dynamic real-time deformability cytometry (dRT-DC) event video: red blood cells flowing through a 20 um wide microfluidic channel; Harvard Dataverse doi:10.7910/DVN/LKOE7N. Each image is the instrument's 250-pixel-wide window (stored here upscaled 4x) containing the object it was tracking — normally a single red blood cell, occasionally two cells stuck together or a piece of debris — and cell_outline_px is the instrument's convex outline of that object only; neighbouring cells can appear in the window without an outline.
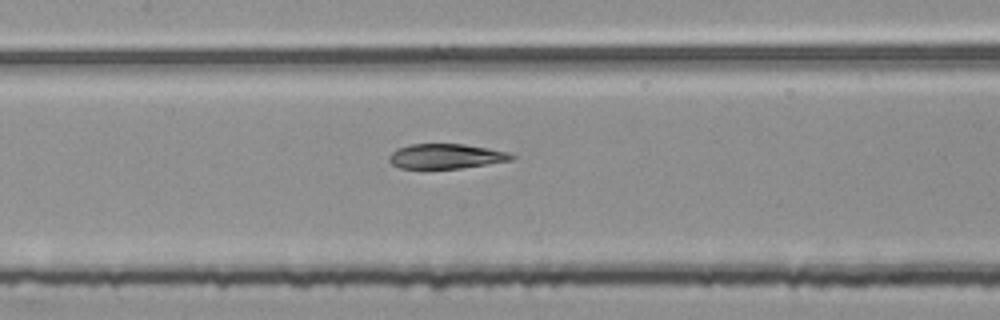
{"species": "common noctule bat (a hibernating species)", "species_latin": "Nyctalus noctula", "temperature_condition": "room temperature", "stored_images_in_passage": 53, "segment_of_instrument_passage": [2, 2], "camera_frame_rate_fps": 3000, "um_per_image_px": 0.085, "animal": {"sex": "female", "body_mass_g": 25.1}, "frame": {"image": 1, "passage_image": 25, "time_ms": 8.0, "image_size_px": [1000, 320], "cell_outline_px": [[516, 156], [512, 160], [460, 168], [400, 168], [392, 164], [388, 160], [388, 156], [396, 148], [408, 144], [464, 144], [488, 148], [508, 152]], "centroid_in_image_um": [37.88, 13.27], "position_along_channel_um": 169.5, "area_um2": 17.69}}
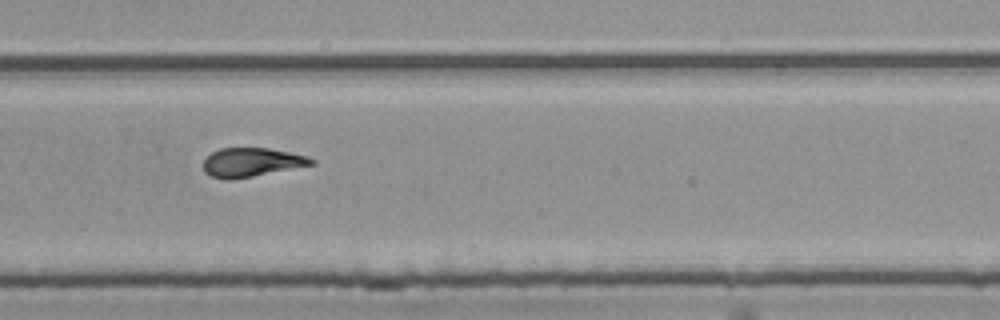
{"frame": {"image": 2, "passage_image": 36, "time_ms": 11.667, "image_size_px": [1000, 320], "cell_outline_px": [[316, 164], [252, 176], [228, 180], [212, 176], [204, 172], [204, 160], [212, 152], [220, 148], [268, 148], [308, 156], [316, 160]], "centroid_in_image_um": [21.4, 13.79], "position_along_channel_um": 308.4, "area_um2": 18.03}}
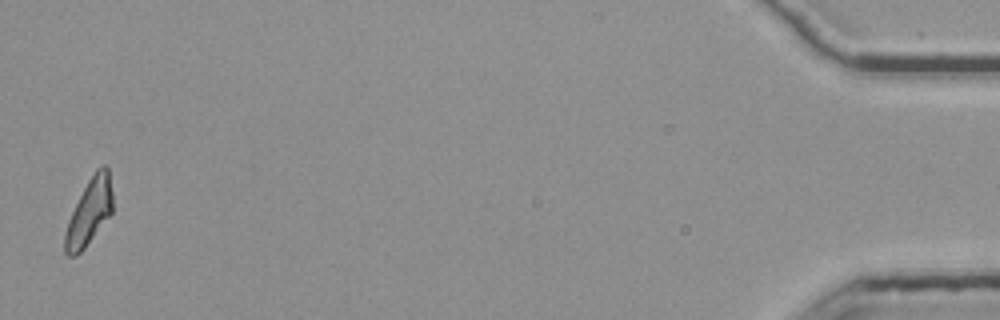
{"frame": {"image": 3, "passage_image": 53, "time_ms": 17.333, "image_size_px": [1000, 320], "cell_outline_px": [[112, 212], [84, 248], [76, 256], [68, 256], [64, 252], [64, 236], [68, 220], [88, 180], [96, 168], [100, 164], [104, 164], [108, 168], [112, 192]], "centroid_in_image_um": [7.58, 18.0], "position_along_channel_um": 427.6, "area_um2": 18.15}}